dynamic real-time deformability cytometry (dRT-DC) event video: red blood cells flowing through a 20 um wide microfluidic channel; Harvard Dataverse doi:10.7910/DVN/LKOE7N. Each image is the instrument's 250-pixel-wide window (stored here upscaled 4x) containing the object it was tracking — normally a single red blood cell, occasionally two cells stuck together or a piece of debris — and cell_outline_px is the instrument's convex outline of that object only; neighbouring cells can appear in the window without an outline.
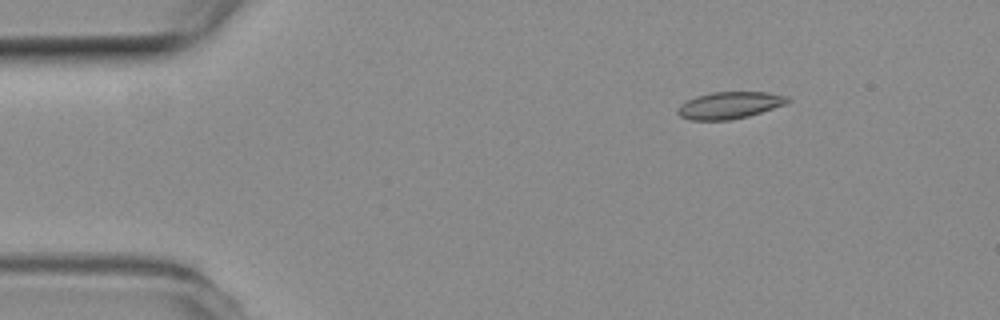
{"species": "common noctule bat (a hibernating species)", "species_latin": "Nyctalus noctula", "temperature_condition": "room temperature", "stored_images_in_passage": 6, "camera_frame_rate_fps": 3000, "um_per_image_px": 0.085, "animal": {"sex": "female", "body_mass_g": 19.3, "forearm_length_mm": 54.1}, "frame": {"image": 1, "passage_image": 2, "time_ms": 0.333, "image_size_px": [1000, 320], "cell_outline_px": [[792, 100], [788, 104], [748, 116], [728, 120], [692, 120], [680, 116], [676, 112], [680, 104], [696, 96], [712, 92], [768, 92], [788, 96]], "centroid_in_image_um": [62.05, 8.94], "position_along_channel_um": 22.9, "area_um2": 17.34}}
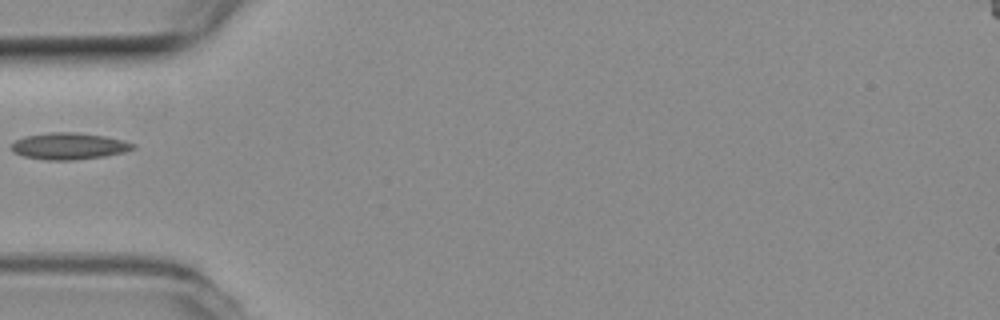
{"frame": {"image": 2, "passage_image": 5, "time_ms": 1.333, "image_size_px": [1000, 320], "cell_outline_px": [[136, 148], [124, 152], [104, 156], [76, 160], [44, 160], [24, 156], [12, 152], [12, 144], [16, 140], [24, 136], [52, 132], [76, 132], [104, 136], [124, 140], [136, 144]], "centroid_in_image_um": [5.88, 12.42], "position_along_channel_um": 79.1, "area_um2": 18.96}}
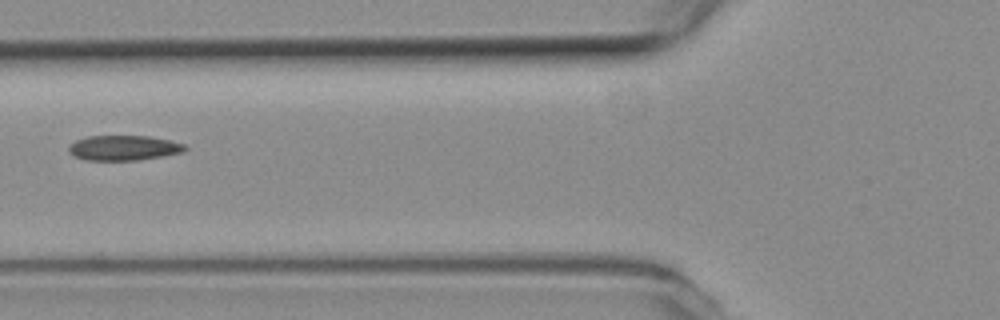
{"frame": {"image": 3, "passage_image": 6, "time_ms": 1.667, "image_size_px": [1000, 320], "cell_outline_px": [[188, 148], [184, 152], [140, 160], [84, 160], [68, 152], [68, 148], [76, 140], [88, 136], [148, 136], [168, 140], [184, 144]], "centroid_in_image_um": [10.53, 12.57], "position_along_channel_um": 115.3, "area_um2": 16.88}}